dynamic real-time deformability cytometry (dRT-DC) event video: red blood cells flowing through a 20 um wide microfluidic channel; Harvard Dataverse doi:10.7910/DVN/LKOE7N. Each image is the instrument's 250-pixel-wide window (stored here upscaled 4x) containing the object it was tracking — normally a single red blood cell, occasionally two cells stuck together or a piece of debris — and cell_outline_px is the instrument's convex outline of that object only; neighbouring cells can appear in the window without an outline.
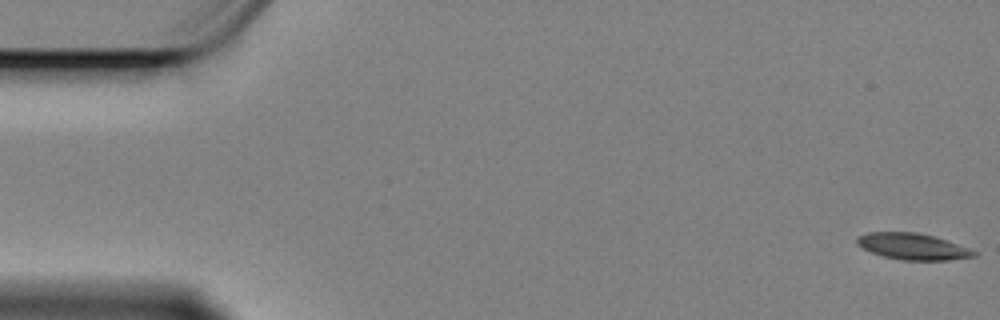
{"species": "Egyptian fruit bat (a non-hibernating species)", "species_latin": "Rousettus aegyptiacus", "temperature_condition": "cold", "stored_images_in_passage": 59, "camera_frame_rate_fps": 3000, "um_per_image_px": 0.085, "animal": {"sex": "female"}, "frame": {"image": 1, "passage_image": 1, "time_ms": 0.0, "image_size_px": [1000, 320], "cell_outline_px": [[976, 256], [948, 260], [900, 260], [884, 256], [872, 252], [856, 244], [856, 236], [868, 232], [916, 232], [932, 236], [968, 248], [976, 252]], "centroid_in_image_um": [77.52, 20.95], "position_along_channel_um": 7.5, "area_um2": 17.69}}
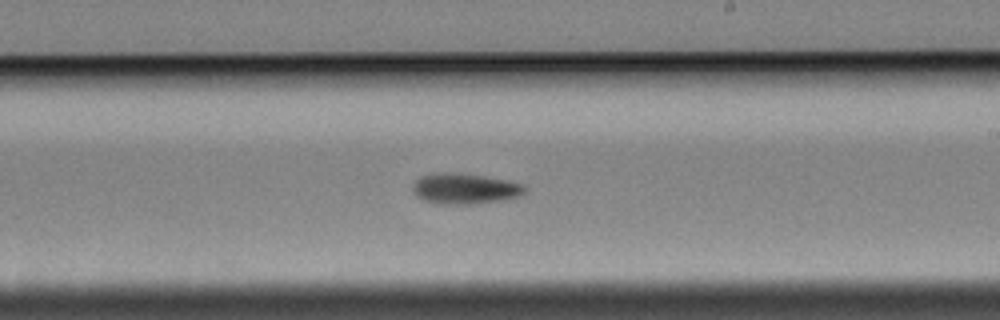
{"frame": {"image": 2, "passage_image": 34, "time_ms": 11.0, "image_size_px": [1000, 320], "cell_outline_px": [[528, 188], [520, 196], [504, 200], [476, 204], [436, 204], [424, 200], [416, 196], [412, 188], [416, 180], [424, 176], [484, 176], [524, 184]], "centroid_in_image_um": [39.6, 16.12], "position_along_channel_um": 249.4, "area_um2": 19.02}}
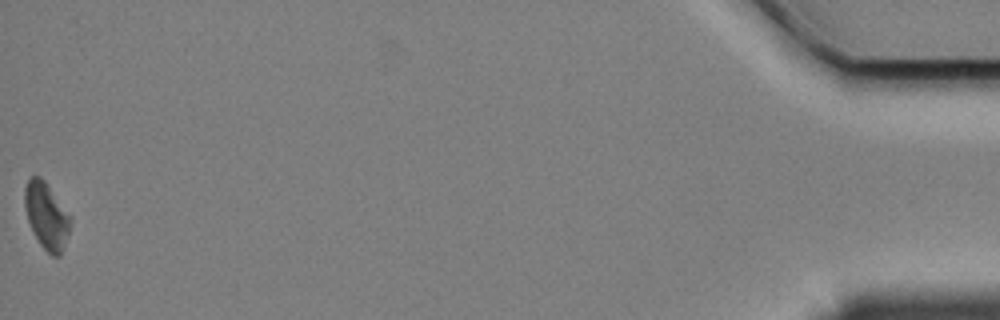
{"frame": {"image": 3, "passage_image": 59, "time_ms": 19.333, "image_size_px": [1000, 320], "cell_outline_px": [[72, 220], [68, 236], [64, 248], [60, 256], [52, 256], [40, 244], [28, 220], [24, 204], [24, 188], [28, 180], [32, 176], [40, 176], [44, 180], [72, 216]], "centroid_in_image_um": [3.98, 18.34], "position_along_channel_um": 431.2, "area_um2": 17.74}, "authors_computed_cell_mechanics": {"area_um2": 18.5538, "velocity_mm_per_s": 3.3652, "shape_relaxation_time_tau1_ms": 9.54, "shape_relaxation_time_tau2_ms": null, "deformation_change_tau1": 0.1882, "deformation_change_tau2": null}}